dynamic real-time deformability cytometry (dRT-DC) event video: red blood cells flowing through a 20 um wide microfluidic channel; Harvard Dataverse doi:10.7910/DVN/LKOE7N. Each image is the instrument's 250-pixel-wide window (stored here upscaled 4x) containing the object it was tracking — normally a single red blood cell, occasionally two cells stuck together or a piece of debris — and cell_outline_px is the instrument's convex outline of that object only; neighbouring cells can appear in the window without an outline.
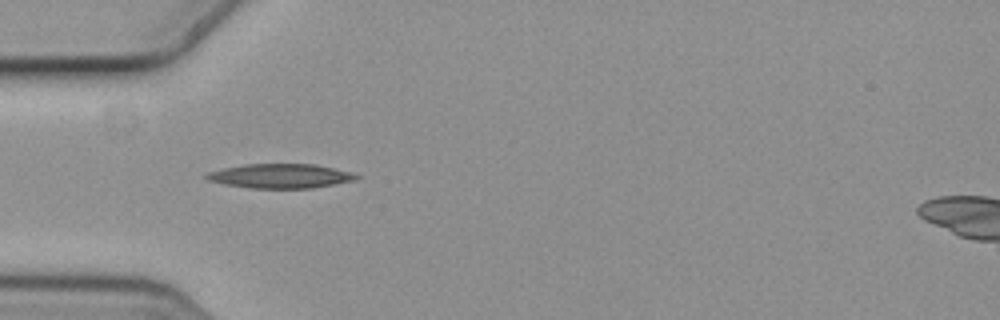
{"species": "common noctule bat (a hibernating species)", "species_latin": "Nyctalus noctula", "temperature_condition": "cold", "stored_images_in_passage": 2, "camera_frame_rate_fps": 3000, "um_per_image_px": 0.085, "animal": {"sex": "female", "body_mass_g": 19.3, "forearm_length_mm": 54.1}, "frame": {"image": 1, "passage_image": 1, "time_ms": 0.0, "image_size_px": [1000, 320], "cell_outline_px": [[360, 176], [356, 180], [312, 188], [252, 188], [224, 184], [208, 180], [204, 176], [208, 172], [224, 168], [244, 164], [316, 164], [352, 172]], "centroid_in_image_um": [23.85, 14.95], "position_along_channel_um": 61.1, "area_um2": 21.21}}
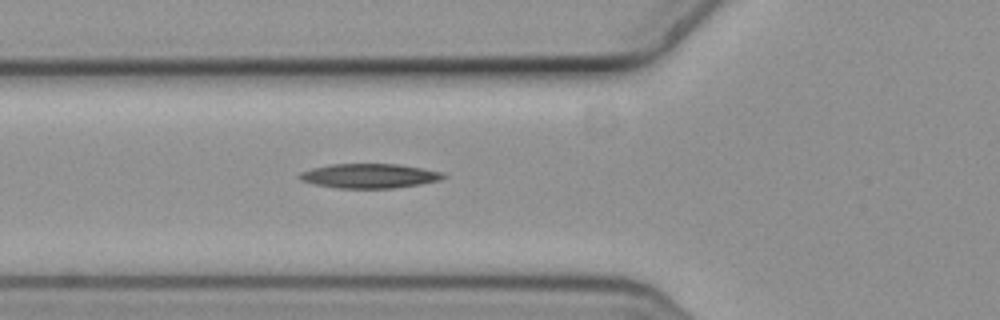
{"frame": {"image": 2, "passage_image": 2, "time_ms": 0.333, "image_size_px": [1000, 320], "cell_outline_px": [[448, 176], [440, 180], [420, 184], [392, 188], [336, 188], [316, 184], [300, 180], [296, 176], [300, 172], [312, 168], [332, 164], [400, 164], [444, 172]], "centroid_in_image_um": [31.41, 14.94], "position_along_channel_um": 94.4, "area_um2": 20.58}}